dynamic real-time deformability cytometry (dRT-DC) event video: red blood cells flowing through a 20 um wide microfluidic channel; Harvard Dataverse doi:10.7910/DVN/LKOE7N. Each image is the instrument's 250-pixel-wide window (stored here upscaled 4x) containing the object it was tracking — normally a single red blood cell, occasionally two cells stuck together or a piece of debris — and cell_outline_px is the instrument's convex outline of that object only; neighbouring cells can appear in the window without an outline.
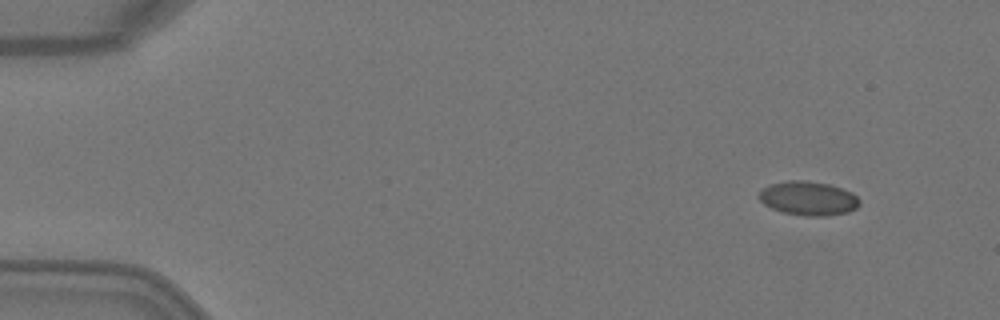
{"species": "Egyptian fruit bat (a non-hibernating species)", "species_latin": "Rousettus aegyptiacus", "temperature_condition": "warm", "stored_images_in_passage": 5, "segment_of_instrument_passage": [1, 2], "camera_frame_rate_fps": 3000, "um_per_image_px": 0.085, "animal": {"sex": "female"}, "frame": {"image": 1, "passage_image": 1, "time_ms": 0.0, "image_size_px": [1000, 320], "cell_outline_px": [[860, 204], [856, 208], [848, 212], [828, 216], [804, 216], [784, 212], [772, 208], [764, 204], [756, 196], [768, 184], [788, 180], [804, 180], [832, 184], [852, 192], [860, 200]], "centroid_in_image_um": [68.71, 16.85], "position_along_channel_um": 16.3, "area_um2": 20.17}}